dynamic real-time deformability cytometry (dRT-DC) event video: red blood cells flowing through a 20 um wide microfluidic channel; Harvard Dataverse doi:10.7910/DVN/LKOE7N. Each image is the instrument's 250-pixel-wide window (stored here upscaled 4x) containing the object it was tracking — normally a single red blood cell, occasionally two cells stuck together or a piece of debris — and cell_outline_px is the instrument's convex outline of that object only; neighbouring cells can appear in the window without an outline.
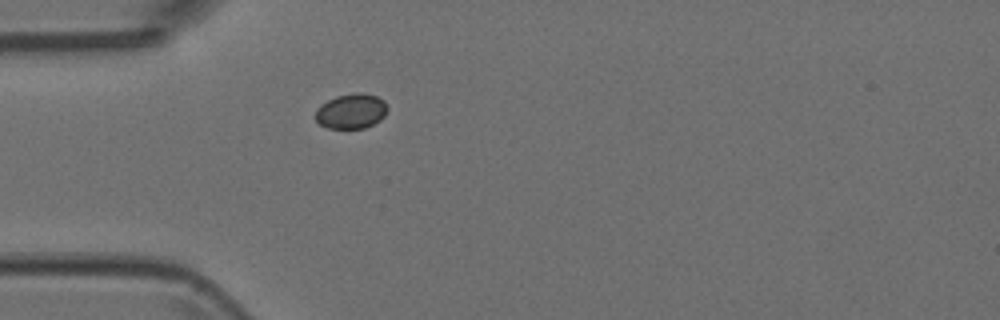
{"species": "Egyptian fruit bat (a non-hibernating species)", "species_latin": "Rousettus aegyptiacus", "temperature_condition": "room temperature", "stored_images_in_passage": 1, "camera_frame_rate_fps": 3000, "um_per_image_px": 0.085, "animal": {"sex": "female"}, "frame": {"image": 1, "passage_image": 1, "time_ms": 0.0, "image_size_px": [1000, 320], "cell_outline_px": [[388, 108], [384, 116], [380, 120], [364, 128], [328, 128], [320, 124], [316, 120], [316, 108], [320, 104], [336, 96], [356, 92], [360, 92], [376, 96], [384, 100]], "centroid_in_image_um": [29.85, 9.44], "position_along_channel_um": 55.1, "area_um2": 14.68}}